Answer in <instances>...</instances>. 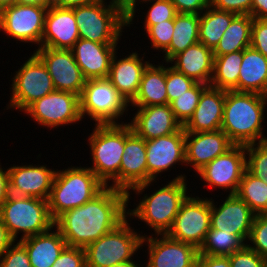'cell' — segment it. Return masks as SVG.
I'll return each instance as SVG.
<instances>
[{
  "label": "cell",
  "mask_w": 267,
  "mask_h": 267,
  "mask_svg": "<svg viewBox=\"0 0 267 267\" xmlns=\"http://www.w3.org/2000/svg\"><path fill=\"white\" fill-rule=\"evenodd\" d=\"M127 209V193L106 186L92 200L61 214L54 226L67 246L85 248L123 223Z\"/></svg>",
  "instance_id": "obj_1"
},
{
  "label": "cell",
  "mask_w": 267,
  "mask_h": 267,
  "mask_svg": "<svg viewBox=\"0 0 267 267\" xmlns=\"http://www.w3.org/2000/svg\"><path fill=\"white\" fill-rule=\"evenodd\" d=\"M266 97L257 93L225 91L221 130L234 145L267 141L264 134ZM266 109V110H265Z\"/></svg>",
  "instance_id": "obj_2"
},
{
  "label": "cell",
  "mask_w": 267,
  "mask_h": 267,
  "mask_svg": "<svg viewBox=\"0 0 267 267\" xmlns=\"http://www.w3.org/2000/svg\"><path fill=\"white\" fill-rule=\"evenodd\" d=\"M185 174L176 175L175 178L158 188L150 195L144 194L139 200L136 208L128 209V219L138 218L139 221L153 229L156 234H167L173 225L182 203L191 195L188 194V187ZM188 194V195H187Z\"/></svg>",
  "instance_id": "obj_3"
},
{
  "label": "cell",
  "mask_w": 267,
  "mask_h": 267,
  "mask_svg": "<svg viewBox=\"0 0 267 267\" xmlns=\"http://www.w3.org/2000/svg\"><path fill=\"white\" fill-rule=\"evenodd\" d=\"M105 187L89 166L57 169L48 198L52 219L55 221L64 212L92 200Z\"/></svg>",
  "instance_id": "obj_4"
},
{
  "label": "cell",
  "mask_w": 267,
  "mask_h": 267,
  "mask_svg": "<svg viewBox=\"0 0 267 267\" xmlns=\"http://www.w3.org/2000/svg\"><path fill=\"white\" fill-rule=\"evenodd\" d=\"M94 124L88 136L92 164L89 167L109 187L120 190V165L125 146V123ZM111 181V183H110Z\"/></svg>",
  "instance_id": "obj_5"
},
{
  "label": "cell",
  "mask_w": 267,
  "mask_h": 267,
  "mask_svg": "<svg viewBox=\"0 0 267 267\" xmlns=\"http://www.w3.org/2000/svg\"><path fill=\"white\" fill-rule=\"evenodd\" d=\"M0 218L15 241L44 233L54 227L48 200L36 197L10 194L0 208Z\"/></svg>",
  "instance_id": "obj_6"
},
{
  "label": "cell",
  "mask_w": 267,
  "mask_h": 267,
  "mask_svg": "<svg viewBox=\"0 0 267 267\" xmlns=\"http://www.w3.org/2000/svg\"><path fill=\"white\" fill-rule=\"evenodd\" d=\"M106 1L95 0L74 8L80 38L96 43H118L121 40L127 18L120 7Z\"/></svg>",
  "instance_id": "obj_7"
},
{
  "label": "cell",
  "mask_w": 267,
  "mask_h": 267,
  "mask_svg": "<svg viewBox=\"0 0 267 267\" xmlns=\"http://www.w3.org/2000/svg\"><path fill=\"white\" fill-rule=\"evenodd\" d=\"M129 222L131 221L126 219L116 229L84 248L86 267H114L126 262H136L132 257L138 249L141 250L144 235L132 228Z\"/></svg>",
  "instance_id": "obj_8"
},
{
  "label": "cell",
  "mask_w": 267,
  "mask_h": 267,
  "mask_svg": "<svg viewBox=\"0 0 267 267\" xmlns=\"http://www.w3.org/2000/svg\"><path fill=\"white\" fill-rule=\"evenodd\" d=\"M128 107L127 100L107 78L86 80L80 95L82 119L87 115L95 124H120Z\"/></svg>",
  "instance_id": "obj_9"
},
{
  "label": "cell",
  "mask_w": 267,
  "mask_h": 267,
  "mask_svg": "<svg viewBox=\"0 0 267 267\" xmlns=\"http://www.w3.org/2000/svg\"><path fill=\"white\" fill-rule=\"evenodd\" d=\"M15 72L6 110L16 109L23 112L34 101L55 91L49 72L34 53Z\"/></svg>",
  "instance_id": "obj_10"
},
{
  "label": "cell",
  "mask_w": 267,
  "mask_h": 267,
  "mask_svg": "<svg viewBox=\"0 0 267 267\" xmlns=\"http://www.w3.org/2000/svg\"><path fill=\"white\" fill-rule=\"evenodd\" d=\"M210 217V197L199 198L198 195L193 197L191 194L182 203L167 235L199 250L210 229Z\"/></svg>",
  "instance_id": "obj_11"
},
{
  "label": "cell",
  "mask_w": 267,
  "mask_h": 267,
  "mask_svg": "<svg viewBox=\"0 0 267 267\" xmlns=\"http://www.w3.org/2000/svg\"><path fill=\"white\" fill-rule=\"evenodd\" d=\"M34 122L50 129L82 121L80 96L66 91H53L31 103L24 111Z\"/></svg>",
  "instance_id": "obj_12"
},
{
  "label": "cell",
  "mask_w": 267,
  "mask_h": 267,
  "mask_svg": "<svg viewBox=\"0 0 267 267\" xmlns=\"http://www.w3.org/2000/svg\"><path fill=\"white\" fill-rule=\"evenodd\" d=\"M48 8L39 5L14 4L0 10V32L40 48Z\"/></svg>",
  "instance_id": "obj_13"
},
{
  "label": "cell",
  "mask_w": 267,
  "mask_h": 267,
  "mask_svg": "<svg viewBox=\"0 0 267 267\" xmlns=\"http://www.w3.org/2000/svg\"><path fill=\"white\" fill-rule=\"evenodd\" d=\"M154 181L147 183L146 140L139 137L125 122V146L120 165V190L142 195ZM130 190V191H129Z\"/></svg>",
  "instance_id": "obj_14"
},
{
  "label": "cell",
  "mask_w": 267,
  "mask_h": 267,
  "mask_svg": "<svg viewBox=\"0 0 267 267\" xmlns=\"http://www.w3.org/2000/svg\"><path fill=\"white\" fill-rule=\"evenodd\" d=\"M245 170L246 148L244 145H233L224 154L205 165L197 175L204 181L205 186L227 190L226 192L229 190V194H235Z\"/></svg>",
  "instance_id": "obj_15"
},
{
  "label": "cell",
  "mask_w": 267,
  "mask_h": 267,
  "mask_svg": "<svg viewBox=\"0 0 267 267\" xmlns=\"http://www.w3.org/2000/svg\"><path fill=\"white\" fill-rule=\"evenodd\" d=\"M34 54L44 63L55 90L82 94L86 79L70 49L40 47Z\"/></svg>",
  "instance_id": "obj_16"
},
{
  "label": "cell",
  "mask_w": 267,
  "mask_h": 267,
  "mask_svg": "<svg viewBox=\"0 0 267 267\" xmlns=\"http://www.w3.org/2000/svg\"><path fill=\"white\" fill-rule=\"evenodd\" d=\"M159 237V238H158ZM146 244L147 263L145 267H194L199 250L191 244L172 239L167 234L145 235L141 249ZM143 267V265H141Z\"/></svg>",
  "instance_id": "obj_17"
},
{
  "label": "cell",
  "mask_w": 267,
  "mask_h": 267,
  "mask_svg": "<svg viewBox=\"0 0 267 267\" xmlns=\"http://www.w3.org/2000/svg\"><path fill=\"white\" fill-rule=\"evenodd\" d=\"M146 161L147 183L156 182L161 173L170 168L173 169L176 165L185 166V130L183 127L170 135L147 140Z\"/></svg>",
  "instance_id": "obj_18"
},
{
  "label": "cell",
  "mask_w": 267,
  "mask_h": 267,
  "mask_svg": "<svg viewBox=\"0 0 267 267\" xmlns=\"http://www.w3.org/2000/svg\"><path fill=\"white\" fill-rule=\"evenodd\" d=\"M211 201L210 228L238 235L248 242L255 213L236 194H228L218 207Z\"/></svg>",
  "instance_id": "obj_19"
},
{
  "label": "cell",
  "mask_w": 267,
  "mask_h": 267,
  "mask_svg": "<svg viewBox=\"0 0 267 267\" xmlns=\"http://www.w3.org/2000/svg\"><path fill=\"white\" fill-rule=\"evenodd\" d=\"M39 165L32 163L9 167L10 194L48 200L57 169Z\"/></svg>",
  "instance_id": "obj_20"
},
{
  "label": "cell",
  "mask_w": 267,
  "mask_h": 267,
  "mask_svg": "<svg viewBox=\"0 0 267 267\" xmlns=\"http://www.w3.org/2000/svg\"><path fill=\"white\" fill-rule=\"evenodd\" d=\"M234 144L220 129L206 132H185L186 166L191 165L198 172L219 155L224 154Z\"/></svg>",
  "instance_id": "obj_21"
},
{
  "label": "cell",
  "mask_w": 267,
  "mask_h": 267,
  "mask_svg": "<svg viewBox=\"0 0 267 267\" xmlns=\"http://www.w3.org/2000/svg\"><path fill=\"white\" fill-rule=\"evenodd\" d=\"M128 122L133 131L147 140L178 132L183 126L175 118L170 104L137 107Z\"/></svg>",
  "instance_id": "obj_22"
},
{
  "label": "cell",
  "mask_w": 267,
  "mask_h": 267,
  "mask_svg": "<svg viewBox=\"0 0 267 267\" xmlns=\"http://www.w3.org/2000/svg\"><path fill=\"white\" fill-rule=\"evenodd\" d=\"M118 43H96L80 38L70 49L86 80L107 78Z\"/></svg>",
  "instance_id": "obj_23"
},
{
  "label": "cell",
  "mask_w": 267,
  "mask_h": 267,
  "mask_svg": "<svg viewBox=\"0 0 267 267\" xmlns=\"http://www.w3.org/2000/svg\"><path fill=\"white\" fill-rule=\"evenodd\" d=\"M80 39L74 8H48L40 47L71 49Z\"/></svg>",
  "instance_id": "obj_24"
},
{
  "label": "cell",
  "mask_w": 267,
  "mask_h": 267,
  "mask_svg": "<svg viewBox=\"0 0 267 267\" xmlns=\"http://www.w3.org/2000/svg\"><path fill=\"white\" fill-rule=\"evenodd\" d=\"M116 51L112 57L107 79L117 91L130 103L138 93L140 82L150 60L144 61L138 52L118 58Z\"/></svg>",
  "instance_id": "obj_25"
},
{
  "label": "cell",
  "mask_w": 267,
  "mask_h": 267,
  "mask_svg": "<svg viewBox=\"0 0 267 267\" xmlns=\"http://www.w3.org/2000/svg\"><path fill=\"white\" fill-rule=\"evenodd\" d=\"M225 90L208 85L190 119L183 125L185 132H206L221 129Z\"/></svg>",
  "instance_id": "obj_26"
},
{
  "label": "cell",
  "mask_w": 267,
  "mask_h": 267,
  "mask_svg": "<svg viewBox=\"0 0 267 267\" xmlns=\"http://www.w3.org/2000/svg\"><path fill=\"white\" fill-rule=\"evenodd\" d=\"M168 63H171V67L176 71L185 74L196 82L210 85L214 54L211 48L206 47L201 42H197L185 51L178 53Z\"/></svg>",
  "instance_id": "obj_27"
},
{
  "label": "cell",
  "mask_w": 267,
  "mask_h": 267,
  "mask_svg": "<svg viewBox=\"0 0 267 267\" xmlns=\"http://www.w3.org/2000/svg\"><path fill=\"white\" fill-rule=\"evenodd\" d=\"M53 229L55 231H53ZM26 249L32 267H52L67 246L60 231L54 226L50 230L19 241Z\"/></svg>",
  "instance_id": "obj_28"
},
{
  "label": "cell",
  "mask_w": 267,
  "mask_h": 267,
  "mask_svg": "<svg viewBox=\"0 0 267 267\" xmlns=\"http://www.w3.org/2000/svg\"><path fill=\"white\" fill-rule=\"evenodd\" d=\"M238 92L267 93V57L254 48L243 50V59L239 70Z\"/></svg>",
  "instance_id": "obj_29"
},
{
  "label": "cell",
  "mask_w": 267,
  "mask_h": 267,
  "mask_svg": "<svg viewBox=\"0 0 267 267\" xmlns=\"http://www.w3.org/2000/svg\"><path fill=\"white\" fill-rule=\"evenodd\" d=\"M168 104L166 92V66L150 63L142 76L139 90L129 103L130 107H146Z\"/></svg>",
  "instance_id": "obj_30"
},
{
  "label": "cell",
  "mask_w": 267,
  "mask_h": 267,
  "mask_svg": "<svg viewBox=\"0 0 267 267\" xmlns=\"http://www.w3.org/2000/svg\"><path fill=\"white\" fill-rule=\"evenodd\" d=\"M200 15L177 13L174 17V29L169 47L164 53V62H168L178 53L199 42Z\"/></svg>",
  "instance_id": "obj_31"
},
{
  "label": "cell",
  "mask_w": 267,
  "mask_h": 267,
  "mask_svg": "<svg viewBox=\"0 0 267 267\" xmlns=\"http://www.w3.org/2000/svg\"><path fill=\"white\" fill-rule=\"evenodd\" d=\"M252 22L253 17L250 15H236L213 49L214 57L250 47Z\"/></svg>",
  "instance_id": "obj_32"
},
{
  "label": "cell",
  "mask_w": 267,
  "mask_h": 267,
  "mask_svg": "<svg viewBox=\"0 0 267 267\" xmlns=\"http://www.w3.org/2000/svg\"><path fill=\"white\" fill-rule=\"evenodd\" d=\"M236 15L208 6L200 14L199 42L213 50Z\"/></svg>",
  "instance_id": "obj_33"
},
{
  "label": "cell",
  "mask_w": 267,
  "mask_h": 267,
  "mask_svg": "<svg viewBox=\"0 0 267 267\" xmlns=\"http://www.w3.org/2000/svg\"><path fill=\"white\" fill-rule=\"evenodd\" d=\"M242 59L243 50L214 57L210 86L238 92V77Z\"/></svg>",
  "instance_id": "obj_34"
},
{
  "label": "cell",
  "mask_w": 267,
  "mask_h": 267,
  "mask_svg": "<svg viewBox=\"0 0 267 267\" xmlns=\"http://www.w3.org/2000/svg\"><path fill=\"white\" fill-rule=\"evenodd\" d=\"M255 214L267 213V183L247 170L244 171L235 193Z\"/></svg>",
  "instance_id": "obj_35"
},
{
  "label": "cell",
  "mask_w": 267,
  "mask_h": 267,
  "mask_svg": "<svg viewBox=\"0 0 267 267\" xmlns=\"http://www.w3.org/2000/svg\"><path fill=\"white\" fill-rule=\"evenodd\" d=\"M246 243L238 236L210 228L199 249V254L208 256H229L242 249Z\"/></svg>",
  "instance_id": "obj_36"
},
{
  "label": "cell",
  "mask_w": 267,
  "mask_h": 267,
  "mask_svg": "<svg viewBox=\"0 0 267 267\" xmlns=\"http://www.w3.org/2000/svg\"><path fill=\"white\" fill-rule=\"evenodd\" d=\"M207 86V84L197 82L192 88L170 103L175 118L182 124V126L193 115V112L199 103L202 91Z\"/></svg>",
  "instance_id": "obj_37"
},
{
  "label": "cell",
  "mask_w": 267,
  "mask_h": 267,
  "mask_svg": "<svg viewBox=\"0 0 267 267\" xmlns=\"http://www.w3.org/2000/svg\"><path fill=\"white\" fill-rule=\"evenodd\" d=\"M245 148L246 170L267 183V141L248 144Z\"/></svg>",
  "instance_id": "obj_38"
},
{
  "label": "cell",
  "mask_w": 267,
  "mask_h": 267,
  "mask_svg": "<svg viewBox=\"0 0 267 267\" xmlns=\"http://www.w3.org/2000/svg\"><path fill=\"white\" fill-rule=\"evenodd\" d=\"M147 3V4H146ZM150 5L146 13V18H144L143 29L145 31L152 25H156L165 20H174L177 12L170 0H152L145 2L146 5Z\"/></svg>",
  "instance_id": "obj_39"
},
{
  "label": "cell",
  "mask_w": 267,
  "mask_h": 267,
  "mask_svg": "<svg viewBox=\"0 0 267 267\" xmlns=\"http://www.w3.org/2000/svg\"><path fill=\"white\" fill-rule=\"evenodd\" d=\"M197 82L187 77L185 74L176 71L173 67H166V92L168 104L178 96L184 94L192 88Z\"/></svg>",
  "instance_id": "obj_40"
},
{
  "label": "cell",
  "mask_w": 267,
  "mask_h": 267,
  "mask_svg": "<svg viewBox=\"0 0 267 267\" xmlns=\"http://www.w3.org/2000/svg\"><path fill=\"white\" fill-rule=\"evenodd\" d=\"M246 244L263 258L267 259V215L256 214Z\"/></svg>",
  "instance_id": "obj_41"
},
{
  "label": "cell",
  "mask_w": 267,
  "mask_h": 267,
  "mask_svg": "<svg viewBox=\"0 0 267 267\" xmlns=\"http://www.w3.org/2000/svg\"><path fill=\"white\" fill-rule=\"evenodd\" d=\"M174 29V20H165L146 30L148 39L151 41L153 50L164 52L170 45Z\"/></svg>",
  "instance_id": "obj_42"
},
{
  "label": "cell",
  "mask_w": 267,
  "mask_h": 267,
  "mask_svg": "<svg viewBox=\"0 0 267 267\" xmlns=\"http://www.w3.org/2000/svg\"><path fill=\"white\" fill-rule=\"evenodd\" d=\"M228 257L231 267H267V259L260 256L247 245Z\"/></svg>",
  "instance_id": "obj_43"
},
{
  "label": "cell",
  "mask_w": 267,
  "mask_h": 267,
  "mask_svg": "<svg viewBox=\"0 0 267 267\" xmlns=\"http://www.w3.org/2000/svg\"><path fill=\"white\" fill-rule=\"evenodd\" d=\"M0 267H32L25 247L16 241L0 258Z\"/></svg>",
  "instance_id": "obj_44"
},
{
  "label": "cell",
  "mask_w": 267,
  "mask_h": 267,
  "mask_svg": "<svg viewBox=\"0 0 267 267\" xmlns=\"http://www.w3.org/2000/svg\"><path fill=\"white\" fill-rule=\"evenodd\" d=\"M52 267H86L84 248L66 246Z\"/></svg>",
  "instance_id": "obj_45"
},
{
  "label": "cell",
  "mask_w": 267,
  "mask_h": 267,
  "mask_svg": "<svg viewBox=\"0 0 267 267\" xmlns=\"http://www.w3.org/2000/svg\"><path fill=\"white\" fill-rule=\"evenodd\" d=\"M250 46L267 57V19L253 18Z\"/></svg>",
  "instance_id": "obj_46"
},
{
  "label": "cell",
  "mask_w": 267,
  "mask_h": 267,
  "mask_svg": "<svg viewBox=\"0 0 267 267\" xmlns=\"http://www.w3.org/2000/svg\"><path fill=\"white\" fill-rule=\"evenodd\" d=\"M210 5L218 10L251 16L252 0H210Z\"/></svg>",
  "instance_id": "obj_47"
},
{
  "label": "cell",
  "mask_w": 267,
  "mask_h": 267,
  "mask_svg": "<svg viewBox=\"0 0 267 267\" xmlns=\"http://www.w3.org/2000/svg\"><path fill=\"white\" fill-rule=\"evenodd\" d=\"M177 13L200 15L208 6L210 0H170Z\"/></svg>",
  "instance_id": "obj_48"
},
{
  "label": "cell",
  "mask_w": 267,
  "mask_h": 267,
  "mask_svg": "<svg viewBox=\"0 0 267 267\" xmlns=\"http://www.w3.org/2000/svg\"><path fill=\"white\" fill-rule=\"evenodd\" d=\"M196 267H231L228 256H208L198 254Z\"/></svg>",
  "instance_id": "obj_49"
},
{
  "label": "cell",
  "mask_w": 267,
  "mask_h": 267,
  "mask_svg": "<svg viewBox=\"0 0 267 267\" xmlns=\"http://www.w3.org/2000/svg\"><path fill=\"white\" fill-rule=\"evenodd\" d=\"M1 164V163H0ZM2 168L0 165V208L10 195L9 190V171L8 168Z\"/></svg>",
  "instance_id": "obj_50"
},
{
  "label": "cell",
  "mask_w": 267,
  "mask_h": 267,
  "mask_svg": "<svg viewBox=\"0 0 267 267\" xmlns=\"http://www.w3.org/2000/svg\"><path fill=\"white\" fill-rule=\"evenodd\" d=\"M14 242L15 240L0 218V258Z\"/></svg>",
  "instance_id": "obj_51"
},
{
  "label": "cell",
  "mask_w": 267,
  "mask_h": 267,
  "mask_svg": "<svg viewBox=\"0 0 267 267\" xmlns=\"http://www.w3.org/2000/svg\"><path fill=\"white\" fill-rule=\"evenodd\" d=\"M251 16L255 19H267V0H252Z\"/></svg>",
  "instance_id": "obj_52"
},
{
  "label": "cell",
  "mask_w": 267,
  "mask_h": 267,
  "mask_svg": "<svg viewBox=\"0 0 267 267\" xmlns=\"http://www.w3.org/2000/svg\"><path fill=\"white\" fill-rule=\"evenodd\" d=\"M148 1H152V0H131L122 10H123V14L124 16L127 18V27H129L131 24H133V20L135 16V12H137L136 10H139L138 8L136 9L137 5L140 3H145ZM142 2V3H141Z\"/></svg>",
  "instance_id": "obj_53"
},
{
  "label": "cell",
  "mask_w": 267,
  "mask_h": 267,
  "mask_svg": "<svg viewBox=\"0 0 267 267\" xmlns=\"http://www.w3.org/2000/svg\"><path fill=\"white\" fill-rule=\"evenodd\" d=\"M95 0H53L52 6L57 8H75L81 5L92 3Z\"/></svg>",
  "instance_id": "obj_54"
},
{
  "label": "cell",
  "mask_w": 267,
  "mask_h": 267,
  "mask_svg": "<svg viewBox=\"0 0 267 267\" xmlns=\"http://www.w3.org/2000/svg\"><path fill=\"white\" fill-rule=\"evenodd\" d=\"M53 0H16V4L20 5H39L49 8L52 6Z\"/></svg>",
  "instance_id": "obj_55"
},
{
  "label": "cell",
  "mask_w": 267,
  "mask_h": 267,
  "mask_svg": "<svg viewBox=\"0 0 267 267\" xmlns=\"http://www.w3.org/2000/svg\"><path fill=\"white\" fill-rule=\"evenodd\" d=\"M131 0H111L110 4L115 5L123 9Z\"/></svg>",
  "instance_id": "obj_56"
},
{
  "label": "cell",
  "mask_w": 267,
  "mask_h": 267,
  "mask_svg": "<svg viewBox=\"0 0 267 267\" xmlns=\"http://www.w3.org/2000/svg\"><path fill=\"white\" fill-rule=\"evenodd\" d=\"M14 4H16V0H0V10Z\"/></svg>",
  "instance_id": "obj_57"
},
{
  "label": "cell",
  "mask_w": 267,
  "mask_h": 267,
  "mask_svg": "<svg viewBox=\"0 0 267 267\" xmlns=\"http://www.w3.org/2000/svg\"><path fill=\"white\" fill-rule=\"evenodd\" d=\"M141 264H138L137 262H126L122 264L115 265L114 267H142Z\"/></svg>",
  "instance_id": "obj_58"
}]
</instances>
